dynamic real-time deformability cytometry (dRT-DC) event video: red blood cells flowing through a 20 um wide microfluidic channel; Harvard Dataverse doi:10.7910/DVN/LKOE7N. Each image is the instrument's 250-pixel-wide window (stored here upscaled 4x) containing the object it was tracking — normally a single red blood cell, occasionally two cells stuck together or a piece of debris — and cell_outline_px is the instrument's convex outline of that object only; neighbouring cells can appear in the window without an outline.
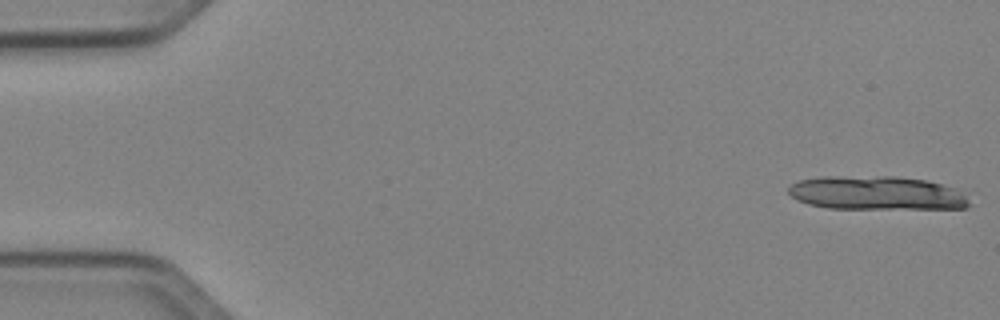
{"species": "Egyptian fruit bat (a non-hibernating species)", "species_latin": "Rousettus aegyptiacus", "temperature_condition": "cold", "stored_images_in_passage": 13, "camera_frame_rate_fps": 3000, "um_per_image_px": 0.085, "animal": {"sex": "female"}, "frame": {"image": 1, "passage_image": 1, "time_ms": 0.0, "image_size_px": [1000, 320], "cell_outline_px": [[968, 204], [964, 208], [828, 208], [808, 204], [796, 200], [788, 192], [788, 188], [792, 184], [800, 180], [820, 176], [892, 176], [924, 180], [940, 184], [952, 188], [964, 196], [968, 200]], "centroid_in_image_um": [74.4, 16.4], "position_along_channel_um": 10.6, "area_um2": 35.08}}